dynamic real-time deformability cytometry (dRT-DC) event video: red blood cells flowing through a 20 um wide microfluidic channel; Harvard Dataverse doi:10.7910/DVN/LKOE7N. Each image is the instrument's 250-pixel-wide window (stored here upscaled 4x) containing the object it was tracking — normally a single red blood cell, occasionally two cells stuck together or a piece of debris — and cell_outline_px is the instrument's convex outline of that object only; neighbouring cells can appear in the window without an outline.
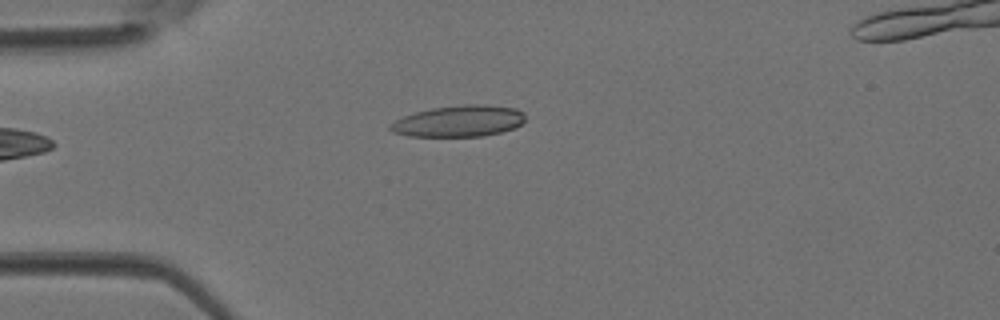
{"species": "Egyptian fruit bat (a non-hibernating species)", "species_latin": "Rousettus aegyptiacus", "temperature_condition": "room temperature", "stored_images_in_passage": 2, "camera_frame_rate_fps": 3000, "um_per_image_px": 0.085, "animal": {"sex": "female"}, "frame": {"image": 1, "passage_image": 2, "time_ms": 0.333, "image_size_px": [1000, 320], "cell_outline_px": [[524, 120], [520, 124], [512, 128], [500, 132], [484, 136], [408, 136], [392, 132], [388, 128], [388, 124], [404, 116], [416, 112], [432, 108], [464, 104], [484, 104], [516, 108], [524, 112]], "centroid_in_image_um": [38.98, 10.29], "position_along_channel_um": 46.0, "area_um2": 24.62}}